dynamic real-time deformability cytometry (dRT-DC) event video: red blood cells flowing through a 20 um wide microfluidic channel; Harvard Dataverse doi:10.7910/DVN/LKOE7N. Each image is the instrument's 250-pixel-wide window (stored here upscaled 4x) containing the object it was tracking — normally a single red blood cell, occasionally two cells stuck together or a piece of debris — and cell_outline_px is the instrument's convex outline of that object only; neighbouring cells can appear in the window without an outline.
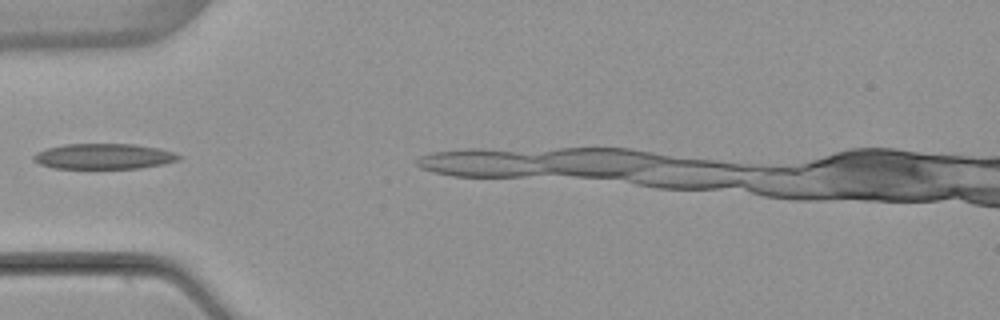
{"species": "common noctule bat (a hibernating species)", "species_latin": "Nyctalus noctula", "temperature_condition": "warm", "stored_images_in_passage": 3, "camera_frame_rate_fps": 3000, "um_per_image_px": 0.085, "animal": {"sex": "female", "body_mass_g": 22.7, "forearm_length_mm": 54.2}, "frame": {"image": 1, "passage_image": 2, "time_ms": 1.333, "image_size_px": [1000, 320], "cell_outline_px": [[184, 156], [180, 160], [164, 164], [140, 168], [56, 168], [40, 164], [32, 160], [32, 156], [36, 152], [48, 148], [64, 144], [136, 144], [160, 148]], "centroid_in_image_um": [8.86, 13.28], "position_along_channel_um": 76.1, "area_um2": 21.68}}